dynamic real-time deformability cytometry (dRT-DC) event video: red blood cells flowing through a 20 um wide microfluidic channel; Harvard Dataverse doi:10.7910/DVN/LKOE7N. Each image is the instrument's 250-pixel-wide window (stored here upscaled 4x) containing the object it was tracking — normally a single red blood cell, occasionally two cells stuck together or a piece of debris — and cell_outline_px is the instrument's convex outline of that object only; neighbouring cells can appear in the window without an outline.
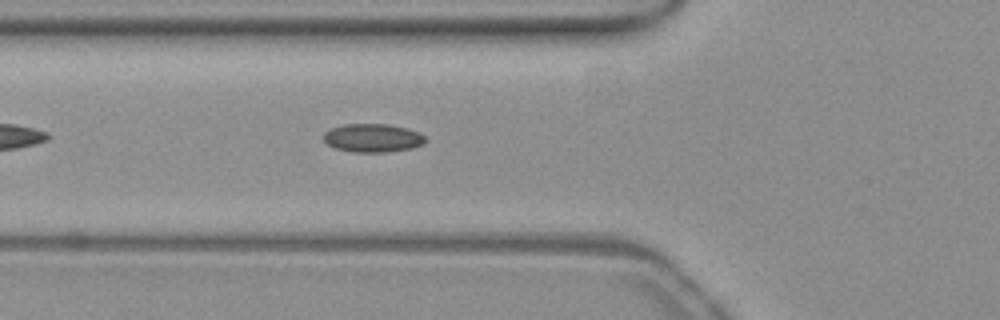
{"species": "common noctule bat (a hibernating species)", "species_latin": "Nyctalus noctula", "temperature_condition": "warm", "stored_images_in_passage": 37, "camera_frame_rate_fps": 3000, "um_per_image_px": 0.085, "animal": {"sex": "female", "body_mass_g": 19.3, "forearm_length_mm": 54.1}, "frame": {"image": 1, "passage_image": 7, "time_ms": 2.0, "image_size_px": [1000, 320], "cell_outline_px": [[428, 140], [424, 144], [412, 148], [388, 152], [352, 152], [336, 148], [328, 144], [324, 140], [324, 132], [332, 128], [344, 124], [388, 124], [408, 128], [420, 132]], "centroid_in_image_um": [31.73, 11.72], "position_along_channel_um": 94.1, "area_um2": 16.99}}
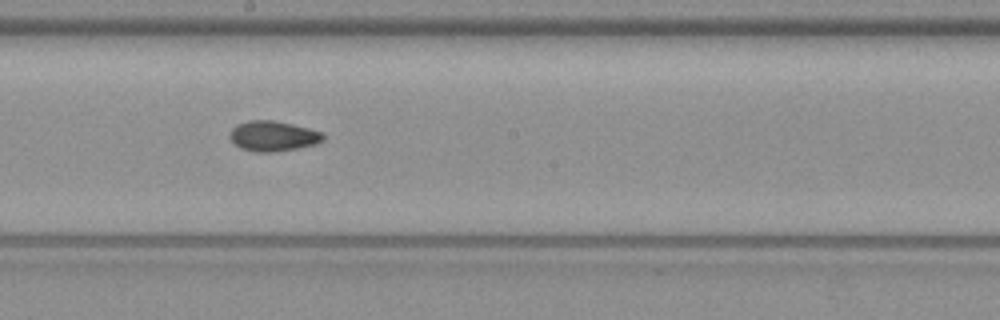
{"frame": {"image": 2, "passage_image": 17, "time_ms": 5.333, "image_size_px": [1000, 320], "cell_outline_px": [[324, 140], [316, 144], [276, 152], [256, 152], [240, 148], [228, 136], [232, 128], [236, 124], [248, 120], [272, 120], [292, 124], [324, 132]], "centroid_in_image_um": [23.21, 11.56], "position_along_channel_um": 225.0, "area_um2": 16.53}}
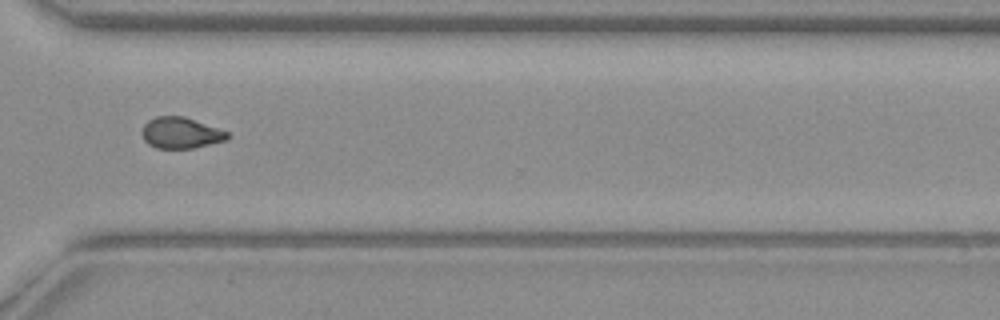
{"frame": {"image": 3, "passage_image": 27, "time_ms": 8.667, "image_size_px": [1000, 320], "cell_outline_px": [[228, 140], [192, 148], [156, 148], [148, 144], [144, 140], [140, 132], [144, 124], [148, 120], [156, 116], [184, 116], [228, 132]], "centroid_in_image_um": [15.32, 11.29], "position_along_channel_um": 355.3, "area_um2": 15.49}}